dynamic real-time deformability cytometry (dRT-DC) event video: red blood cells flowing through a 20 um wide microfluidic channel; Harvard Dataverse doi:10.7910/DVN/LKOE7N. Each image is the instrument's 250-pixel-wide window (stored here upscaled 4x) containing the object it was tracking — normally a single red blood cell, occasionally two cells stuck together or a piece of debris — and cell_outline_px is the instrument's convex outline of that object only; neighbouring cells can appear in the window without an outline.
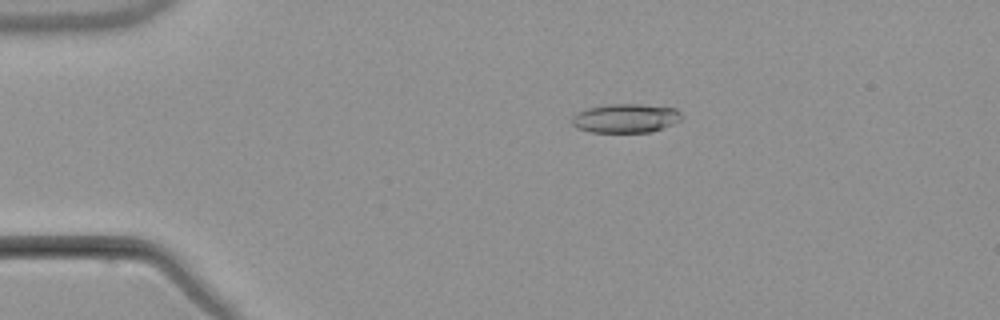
{"species": "common noctule bat (a hibernating species)", "species_latin": "Nyctalus noctula", "temperature_condition": "warm", "stored_images_in_passage": 7, "camera_frame_rate_fps": 3000, "um_per_image_px": 0.085, "animal": {"sex": "male", "body_mass_g": 21.5, "forearm_length_mm": 52.0}, "frame": {"image": 1, "passage_image": 4, "time_ms": 3.667, "image_size_px": [1000, 320], "cell_outline_px": [[680, 120], [672, 124], [652, 132], [592, 132], [580, 128], [572, 124], [572, 116], [576, 112], [588, 108], [608, 104], [640, 104], [676, 108], [680, 112]], "centroid_in_image_um": [53.17, 10.04], "position_along_channel_um": 31.8, "area_um2": 18.38}}
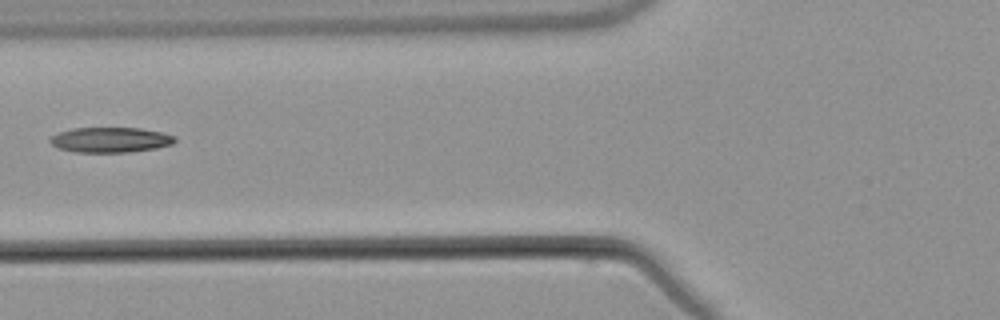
{"frame": {"image": 2, "passage_image": 7, "time_ms": 7.333, "image_size_px": [1000, 320], "cell_outline_px": [[176, 140], [172, 144], [156, 148], [128, 152], [76, 152], [60, 148], [52, 144], [48, 140], [52, 136], [60, 132], [72, 128], [140, 128], [160, 132], [176, 136]], "centroid_in_image_um": [9.4, 11.88], "position_along_channel_um": 116.4, "area_um2": 18.15}}